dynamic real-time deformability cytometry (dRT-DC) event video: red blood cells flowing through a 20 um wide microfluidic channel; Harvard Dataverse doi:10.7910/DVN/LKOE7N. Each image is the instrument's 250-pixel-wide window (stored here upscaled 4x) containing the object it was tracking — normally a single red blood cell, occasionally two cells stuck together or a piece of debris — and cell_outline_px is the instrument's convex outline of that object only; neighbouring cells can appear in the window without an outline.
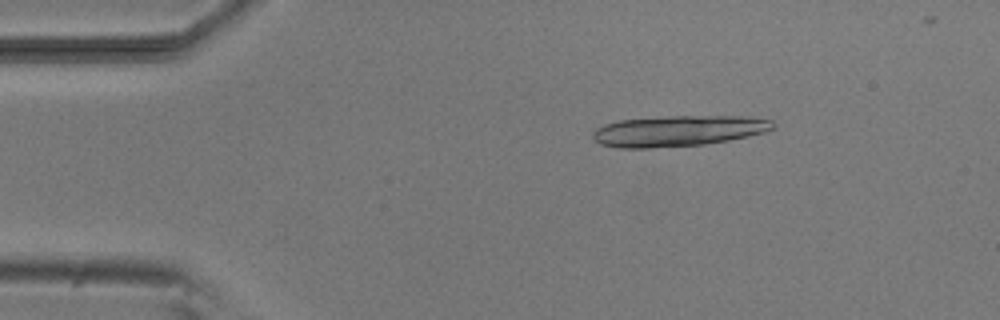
{"species": "common noctule bat (a hibernating species)", "species_latin": "Nyctalus noctula", "temperature_condition": "room temperature", "stored_images_in_passage": 5, "segment_of_instrument_passage": [1, 2], "camera_frame_rate_fps": 3000, "um_per_image_px": 0.085, "animal": {"sex": "male", "body_mass_g": 20.5, "forearm_length_mm": 52.5}, "frame": {"image": 1, "passage_image": 3, "time_ms": 2.333, "image_size_px": [1000, 320], "cell_outline_px": [[776, 128], [764, 132], [748, 136], [728, 140], [704, 144], [648, 148], [620, 148], [600, 144], [592, 140], [592, 132], [596, 128], [604, 124], [620, 120], [668, 116], [748, 116], [772, 120], [776, 124]], "centroid_in_image_um": [57.65, 11.12], "position_along_channel_um": 27.4, "area_um2": 32.54}}